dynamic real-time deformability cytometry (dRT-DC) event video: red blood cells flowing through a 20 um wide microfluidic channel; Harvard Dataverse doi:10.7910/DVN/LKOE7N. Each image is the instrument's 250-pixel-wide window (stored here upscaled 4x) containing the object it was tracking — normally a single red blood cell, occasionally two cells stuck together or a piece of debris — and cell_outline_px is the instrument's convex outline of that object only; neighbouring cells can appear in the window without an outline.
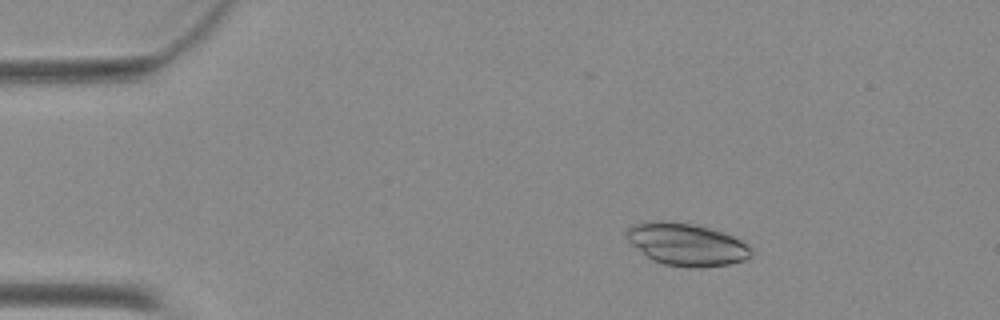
{"species": "Egyptian fruit bat (a non-hibernating species)", "species_latin": "Rousettus aegyptiacus", "temperature_condition": "warm", "stored_images_in_passage": 50, "camera_frame_rate_fps": 3000, "um_per_image_px": 0.085, "animal": {"sex": "female"}, "frame": {"image": 1, "passage_image": 8, "time_ms": 2.333, "image_size_px": [1000, 320], "cell_outline_px": [[752, 256], [744, 260], [728, 264], [700, 268], [692, 268], [664, 264], [652, 260], [632, 244], [628, 240], [624, 232], [632, 224], [660, 220], [692, 224], [708, 228], [732, 236], [748, 244], [752, 248]], "centroid_in_image_um": [58.36, 20.78], "position_along_channel_um": 26.6, "area_um2": 30.63}}
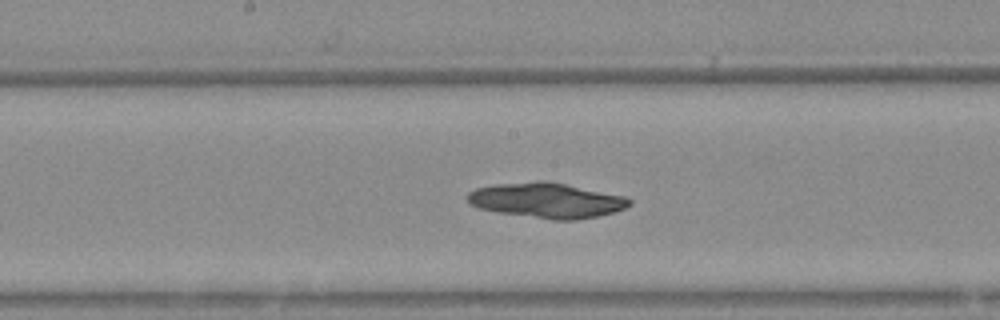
{"frame": {"image": 2, "passage_image": 26, "time_ms": 8.333, "image_size_px": [1000, 320], "cell_outline_px": [[632, 204], [624, 208], [600, 216], [576, 220], [552, 220], [496, 212], [480, 208], [468, 204], [468, 192], [476, 188], [496, 184], [536, 180], [544, 180], [624, 196], [632, 200]], "centroid_in_image_um": [46.44, 17.03], "position_along_channel_um": 201.8, "area_um2": 33.18}}
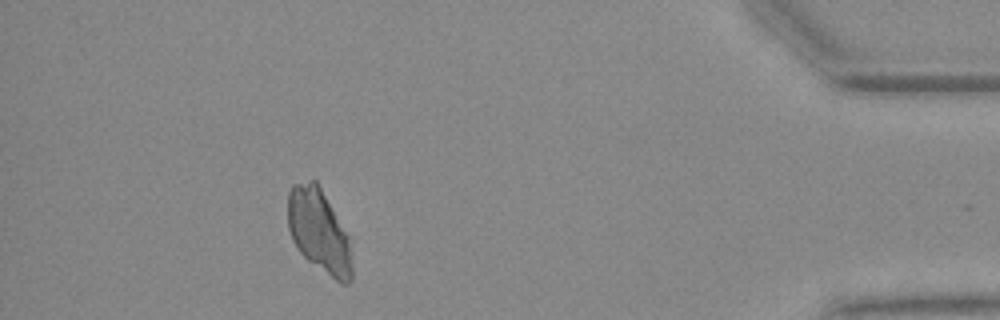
{"frame": {"image": 3, "passage_image": 45, "time_ms": 14.667, "image_size_px": [1000, 320], "cell_outline_px": [[352, 280], [348, 284], [340, 284], [308, 260], [300, 252], [292, 240], [288, 228], [288, 192], [292, 184], [312, 180], [316, 180], [348, 236], [352, 264]], "centroid_in_image_um": [27.1, 19.66], "position_along_channel_um": 408.1, "area_um2": 30.98}}